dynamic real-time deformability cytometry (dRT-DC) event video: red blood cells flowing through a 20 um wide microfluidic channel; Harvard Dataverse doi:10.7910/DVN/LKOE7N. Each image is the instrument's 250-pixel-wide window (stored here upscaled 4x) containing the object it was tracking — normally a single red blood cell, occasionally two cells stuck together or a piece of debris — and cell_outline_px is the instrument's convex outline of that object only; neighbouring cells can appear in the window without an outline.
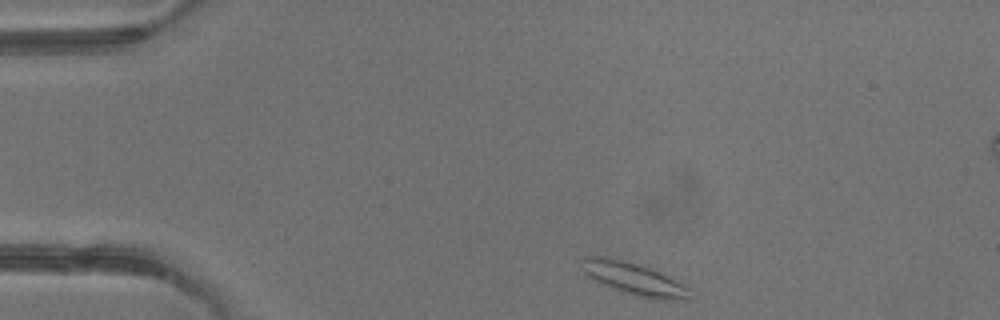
{"species": "common noctule bat (a hibernating species)", "species_latin": "Nyctalus noctula", "temperature_condition": "warm", "stored_images_in_passage": 2, "camera_frame_rate_fps": 3000, "um_per_image_px": 0.085, "animal": {"sex": "male", "body_mass_g": 13.3}, "frame": {"image": 1, "passage_image": 1, "time_ms": 0.0, "image_size_px": [1000, 320], "cell_outline_px": [[692, 300], [656, 300], [636, 296], [620, 292], [600, 284], [588, 276], [580, 268], [580, 256], [604, 256], [624, 260], [652, 268], [668, 276], [688, 288]], "centroid_in_image_um": [53.82, 23.7], "position_along_channel_um": 31.2, "area_um2": 20.92}}